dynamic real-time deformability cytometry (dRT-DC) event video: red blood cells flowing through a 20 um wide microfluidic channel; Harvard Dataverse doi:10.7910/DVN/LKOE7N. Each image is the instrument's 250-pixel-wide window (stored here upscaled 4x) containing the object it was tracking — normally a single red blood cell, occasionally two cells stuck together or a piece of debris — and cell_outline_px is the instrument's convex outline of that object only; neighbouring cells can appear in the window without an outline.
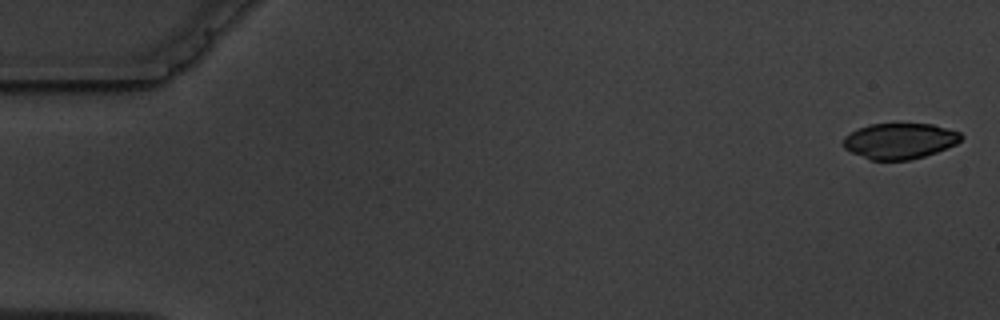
{"species": "common noctule bat (a hibernating species)", "species_latin": "Nyctalus noctula", "temperature_condition": "warm", "stored_images_in_passage": 6, "camera_frame_rate_fps": 3000, "um_per_image_px": 0.085, "animal": {"sex": "male", "body_mass_g": 19.5, "forearm_length_mm": 54.6}, "frame": {"image": 1, "passage_image": 1, "time_ms": 0.0, "image_size_px": [1000, 320], "cell_outline_px": [[964, 136], [956, 144], [936, 152], [924, 156], [908, 160], [872, 160], [852, 152], [844, 148], [844, 136], [856, 128], [868, 124], [900, 120], [932, 124], [960, 132]], "centroid_in_image_um": [76.47, 11.91], "position_along_channel_um": 8.5, "area_um2": 25.37}}
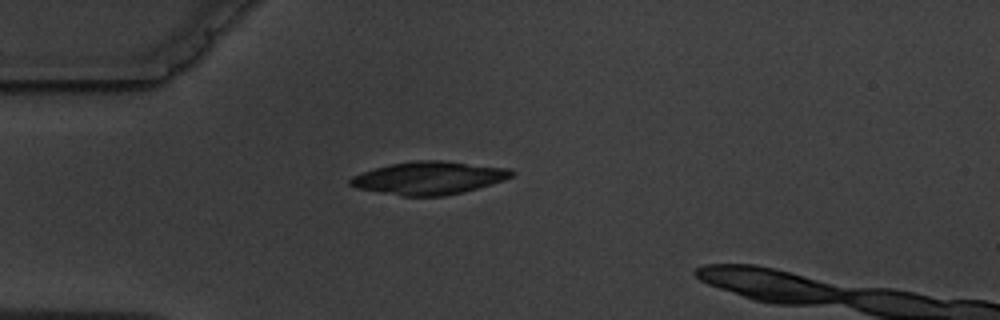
{"frame": {"image": 2, "passage_image": 5, "time_ms": 4.667, "image_size_px": [1000, 320], "cell_outline_px": [[512, 176], [504, 180], [464, 192], [444, 196], [400, 196], [360, 188], [348, 184], [348, 180], [352, 176], [376, 168], [392, 164], [416, 160], [440, 160], [512, 168]], "centroid_in_image_um": [36.49, 15.13], "position_along_channel_um": 48.5, "area_um2": 30.69}}